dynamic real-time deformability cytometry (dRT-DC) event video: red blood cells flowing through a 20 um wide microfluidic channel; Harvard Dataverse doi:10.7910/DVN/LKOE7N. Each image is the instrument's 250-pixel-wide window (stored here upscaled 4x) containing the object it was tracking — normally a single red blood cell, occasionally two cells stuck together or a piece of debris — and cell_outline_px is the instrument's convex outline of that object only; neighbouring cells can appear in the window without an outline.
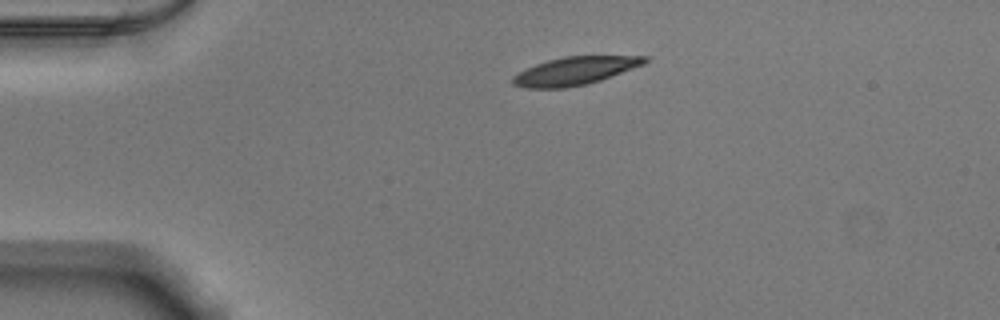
{"species": "Egyptian fruit bat (a non-hibernating species)", "species_latin": "Rousettus aegyptiacus", "temperature_condition": "warm", "stored_images_in_passage": 42, "camera_frame_rate_fps": 3000, "um_per_image_px": 0.085, "animal": {"sex": "male"}, "frame": {"image": 1, "passage_image": 1, "time_ms": 0.0, "image_size_px": [1000, 320], "cell_outline_px": [[648, 60], [644, 64], [600, 80], [584, 84], [564, 88], [528, 88], [512, 84], [512, 76], [536, 64], [548, 60], [564, 56], [648, 56]], "centroid_in_image_um": [48.86, 6.02], "position_along_channel_um": 36.1, "area_um2": 21.21}}
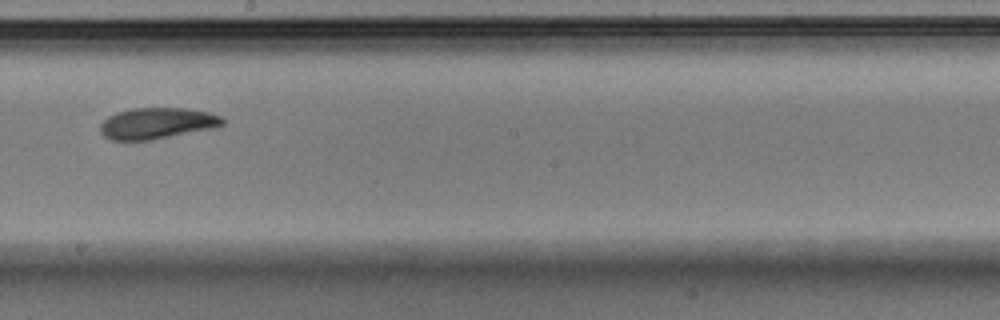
{"frame": {"image": 2, "passage_image": 20, "time_ms": 6.333, "image_size_px": [1000, 320], "cell_outline_px": [[224, 124], [212, 128], [152, 140], [112, 140], [104, 136], [100, 132], [100, 124], [108, 116], [116, 112], [132, 108], [188, 108], [208, 112], [220, 116], [224, 120]], "centroid_in_image_um": [13.32, 10.47], "position_along_channel_um": 234.9, "area_um2": 22.2}}
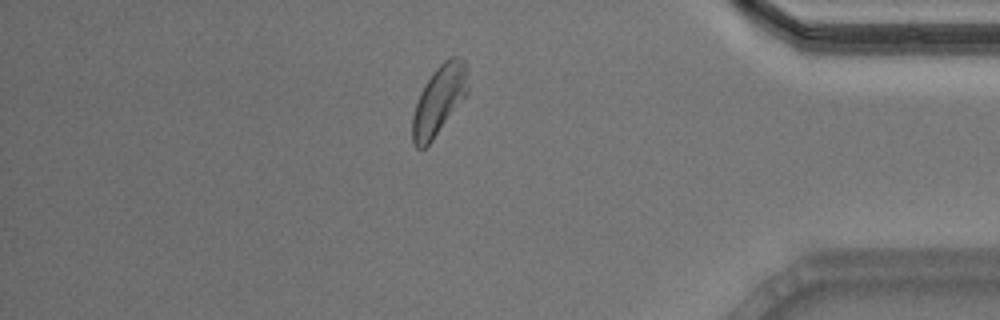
{"frame": {"image": 3, "passage_image": 35, "time_ms": 11.333, "image_size_px": [1000, 320], "cell_outline_px": [[468, 92], [432, 140], [424, 148], [416, 148], [412, 140], [412, 116], [420, 92], [424, 84], [432, 72], [444, 60], [452, 56], [460, 56], [464, 60], [468, 88]], "centroid_in_image_um": [37.29, 8.49], "position_along_channel_um": 397.9, "area_um2": 22.02}, "authors_computed_cell_mechanics": {"area_um2": 22.1952, "velocity_mm_per_s": 3.8367, "shape_relaxation_time_tau1_ms": 4.6038, "shape_relaxation_time_tau2_ms": 4.2522, "deformation_change_tau1": 0.1429, "deformation_change_tau2": 0.0988}}